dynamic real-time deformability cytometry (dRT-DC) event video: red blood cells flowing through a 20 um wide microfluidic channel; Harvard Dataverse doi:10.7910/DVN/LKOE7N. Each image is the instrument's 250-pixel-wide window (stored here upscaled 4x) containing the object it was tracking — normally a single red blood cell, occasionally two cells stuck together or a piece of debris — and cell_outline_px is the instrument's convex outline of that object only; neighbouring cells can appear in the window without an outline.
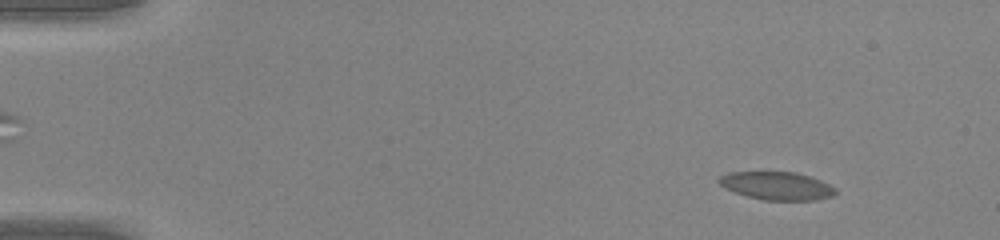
{"species": "common noctule bat (a hibernating species)", "species_latin": "Nyctalus noctula", "temperature_condition": "warm", "stored_images_in_passage": 15, "camera_frame_rate_fps": 3000, "um_per_image_px": 0.085, "animal": {"sex": "male", "body_mass_g": 20.0, "forearm_length_mm": 53.3}, "frame": {"image": 1, "passage_image": 6, "time_ms": 1.667, "image_size_px": [1000, 240], "cell_outline_px": [[836, 192], [832, 196], [816, 200], [764, 200], [748, 196], [724, 188], [716, 180], [720, 176], [728, 172], [796, 172], [812, 176], [836, 188]], "centroid_in_image_um": [66.03, 15.78], "position_along_channel_um": 19.0, "area_um2": 19.07}}